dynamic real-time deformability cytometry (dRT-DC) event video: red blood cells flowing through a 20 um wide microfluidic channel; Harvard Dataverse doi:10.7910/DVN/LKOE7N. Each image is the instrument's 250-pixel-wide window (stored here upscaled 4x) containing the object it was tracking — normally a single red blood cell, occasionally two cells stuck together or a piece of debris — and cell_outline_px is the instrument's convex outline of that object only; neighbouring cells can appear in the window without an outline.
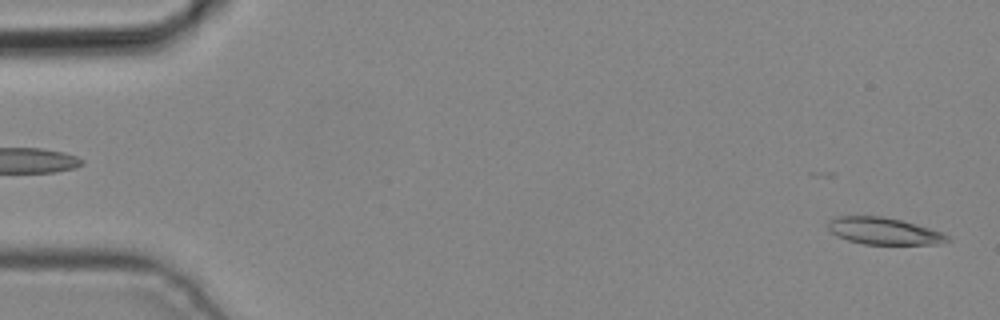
{"species": "common noctule bat (a hibernating species)", "species_latin": "Nyctalus noctula", "temperature_condition": "cold", "stored_images_in_passage": 5, "segment_of_instrument_passage": [2, 2], "camera_frame_rate_fps": 3000, "um_per_image_px": 0.085, "animal": {"sex": "male", "body_mass_g": 19.2, "forearm_length_mm": 51.8}, "frame": {"image": 1, "passage_image": 5, "time_ms": 1.333, "image_size_px": [1000, 320], "cell_outline_px": [[952, 240], [936, 244], [864, 244], [848, 240], [832, 232], [828, 228], [828, 220], [836, 216], [884, 216], [916, 224], [944, 232]], "centroid_in_image_um": [75.16, 19.63], "position_along_channel_um": 9.8, "area_um2": 18.67}}